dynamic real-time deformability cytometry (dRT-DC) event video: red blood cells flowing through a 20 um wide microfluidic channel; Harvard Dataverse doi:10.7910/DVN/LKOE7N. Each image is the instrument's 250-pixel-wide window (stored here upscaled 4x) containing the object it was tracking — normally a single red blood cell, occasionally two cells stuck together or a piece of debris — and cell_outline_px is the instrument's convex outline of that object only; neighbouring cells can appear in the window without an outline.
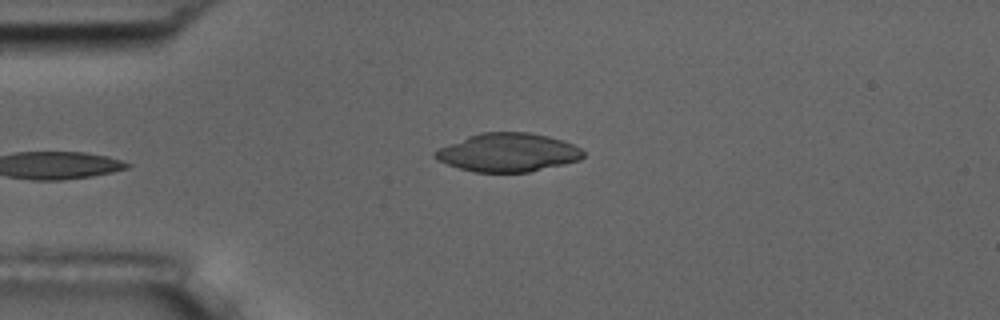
{"species": "common noctule bat (a hibernating species)", "species_latin": "Nyctalus noctula", "temperature_condition": "room temperature", "stored_images_in_passage": 2, "camera_frame_rate_fps": 3000, "um_per_image_px": 0.085, "animal": {"sex": "male", "body_mass_g": 17.5, "forearm_length_mm": 52.3}, "frame": {"image": 1, "passage_image": 2, "time_ms": 1.333, "image_size_px": [1000, 320], "cell_outline_px": [[584, 156], [580, 160], [564, 164], [528, 172], [472, 172], [436, 160], [432, 156], [432, 152], [440, 148], [468, 136], [480, 132], [528, 132], [548, 136], [564, 140], [580, 148], [584, 152]], "centroid_in_image_um": [43.17, 12.96], "position_along_channel_um": 41.8, "area_um2": 33.23}}